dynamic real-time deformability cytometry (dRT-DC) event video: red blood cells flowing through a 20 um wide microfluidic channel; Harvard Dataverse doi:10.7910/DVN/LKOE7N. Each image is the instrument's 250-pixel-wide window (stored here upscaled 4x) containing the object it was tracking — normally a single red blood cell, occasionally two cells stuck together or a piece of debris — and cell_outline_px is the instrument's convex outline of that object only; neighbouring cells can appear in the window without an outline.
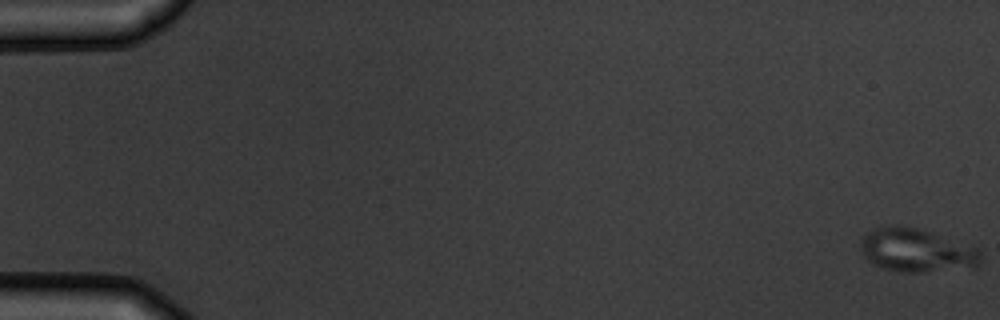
{"species": "common noctule bat (a hibernating species)", "species_latin": "Nyctalus noctula", "temperature_condition": "warm", "stored_images_in_passage": 6, "camera_frame_rate_fps": 3000, "um_per_image_px": 0.085, "animal": {"sex": "male", "body_mass_g": 19.5, "forearm_length_mm": 54.6}, "frame": {"image": 1, "passage_image": 1, "time_ms": 0.0, "image_size_px": [1000, 320], "cell_outline_px": [[980, 260], [976, 268], [920, 272], [900, 272], [884, 268], [868, 260], [864, 256], [860, 248], [860, 240], [872, 228], [892, 224], [900, 224], [932, 232], [976, 248], [980, 252]], "centroid_in_image_um": [77.88, 21.27], "position_along_channel_um": 7.1, "area_um2": 30.52}}